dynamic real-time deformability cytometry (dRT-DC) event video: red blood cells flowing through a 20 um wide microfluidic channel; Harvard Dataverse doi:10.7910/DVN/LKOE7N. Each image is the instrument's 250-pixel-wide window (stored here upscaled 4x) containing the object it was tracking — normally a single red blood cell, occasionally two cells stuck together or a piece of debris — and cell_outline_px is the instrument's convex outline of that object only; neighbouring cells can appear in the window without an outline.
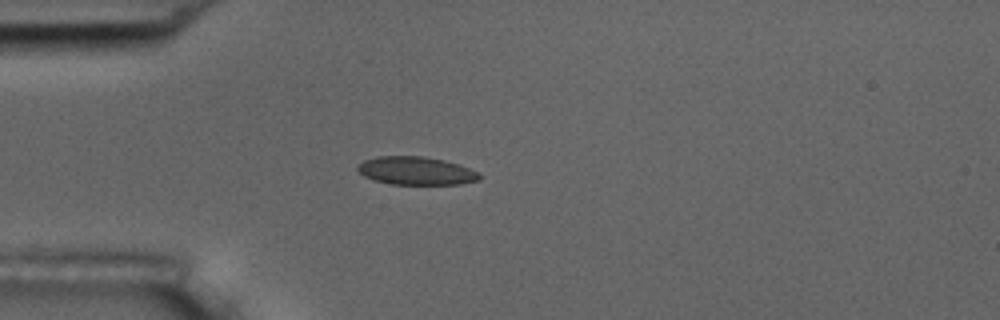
{"species": "common noctule bat (a hibernating species)", "species_latin": "Nyctalus noctula", "temperature_condition": "room temperature", "stored_images_in_passage": 1, "camera_frame_rate_fps": 3000, "um_per_image_px": 0.085, "animal": {"sex": "male", "body_mass_g": 17.5, "forearm_length_mm": 52.3}, "frame": {"image": 1, "passage_image": 1, "time_ms": 0.0, "image_size_px": [1000, 320], "cell_outline_px": [[480, 180], [460, 184], [392, 184], [376, 180], [364, 176], [356, 168], [364, 160], [376, 156], [424, 156], [444, 160], [460, 164], [480, 172]], "centroid_in_image_um": [35.41, 14.51], "position_along_channel_um": 49.6, "area_um2": 20.0}}